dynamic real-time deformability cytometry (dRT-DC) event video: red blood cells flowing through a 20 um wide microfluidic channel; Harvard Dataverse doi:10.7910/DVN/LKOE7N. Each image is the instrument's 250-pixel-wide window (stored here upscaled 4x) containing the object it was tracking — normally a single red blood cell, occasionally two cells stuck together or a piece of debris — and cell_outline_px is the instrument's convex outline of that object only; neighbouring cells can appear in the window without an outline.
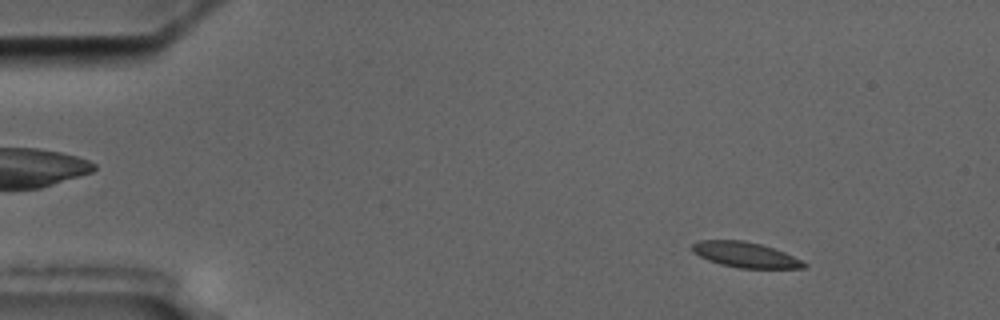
{"species": "common noctule bat (a hibernating species)", "species_latin": "Nyctalus noctula", "temperature_condition": "cold", "stored_images_in_passage": 4, "camera_frame_rate_fps": 3000, "um_per_image_px": 0.085, "animal": {"sex": "male", "body_mass_g": 17.5, "forearm_length_mm": 52.3}, "frame": {"image": 1, "passage_image": 2, "time_ms": 1.0, "image_size_px": [1000, 320], "cell_outline_px": [[808, 264], [804, 268], [740, 268], [720, 264], [708, 260], [692, 252], [692, 244], [700, 240], [744, 240], [760, 244], [784, 252]], "centroid_in_image_um": [63.32, 21.65], "position_along_channel_um": 21.7, "area_um2": 16.36}}